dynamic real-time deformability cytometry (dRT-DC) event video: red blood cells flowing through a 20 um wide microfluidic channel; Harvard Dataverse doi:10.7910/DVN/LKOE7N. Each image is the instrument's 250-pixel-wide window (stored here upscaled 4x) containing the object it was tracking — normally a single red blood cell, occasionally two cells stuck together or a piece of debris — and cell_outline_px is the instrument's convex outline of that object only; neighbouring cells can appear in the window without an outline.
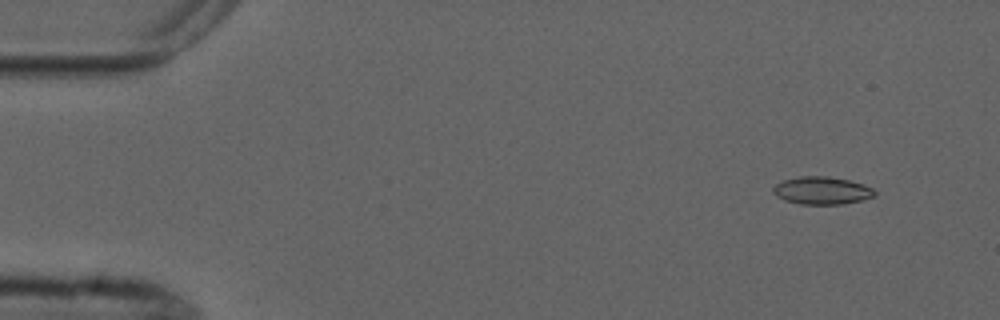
{"species": "common noctule bat (a hibernating species)", "species_latin": "Nyctalus noctula", "temperature_condition": "cold", "stored_images_in_passage": 3, "camera_frame_rate_fps": 3000, "um_per_image_px": 0.085, "animal": {"sex": "male", "forearm_length_mm": 52.5}, "frame": {"image": 1, "passage_image": 1, "time_ms": 0.0, "image_size_px": [1000, 320], "cell_outline_px": [[876, 196], [844, 204], [800, 204], [784, 200], [776, 196], [772, 192], [772, 188], [776, 184], [784, 180], [800, 176], [828, 176], [848, 180], [864, 184], [872, 188], [876, 192]], "centroid_in_image_um": [69.85, 16.2], "position_along_channel_um": 15.1, "area_um2": 16.42}}
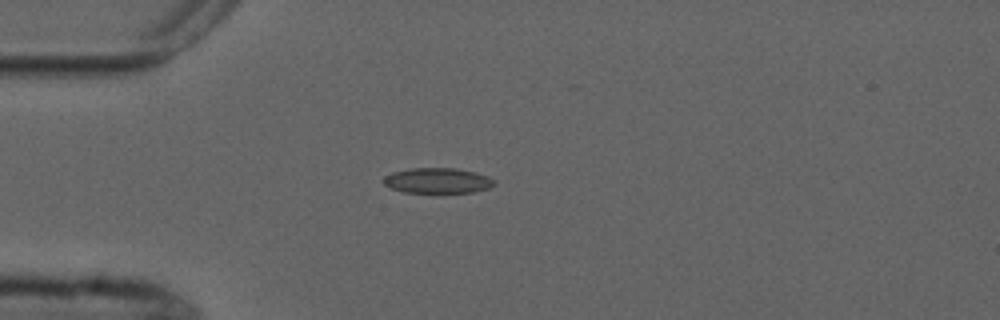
{"frame": {"image": 2, "passage_image": 3, "time_ms": 3.333, "image_size_px": [1000, 320], "cell_outline_px": [[496, 184], [488, 188], [472, 192], [404, 192], [392, 188], [384, 184], [384, 176], [392, 172], [408, 168], [456, 168], [488, 176]], "centroid_in_image_um": [37.16, 15.34], "position_along_channel_um": 47.8, "area_um2": 16.13}}